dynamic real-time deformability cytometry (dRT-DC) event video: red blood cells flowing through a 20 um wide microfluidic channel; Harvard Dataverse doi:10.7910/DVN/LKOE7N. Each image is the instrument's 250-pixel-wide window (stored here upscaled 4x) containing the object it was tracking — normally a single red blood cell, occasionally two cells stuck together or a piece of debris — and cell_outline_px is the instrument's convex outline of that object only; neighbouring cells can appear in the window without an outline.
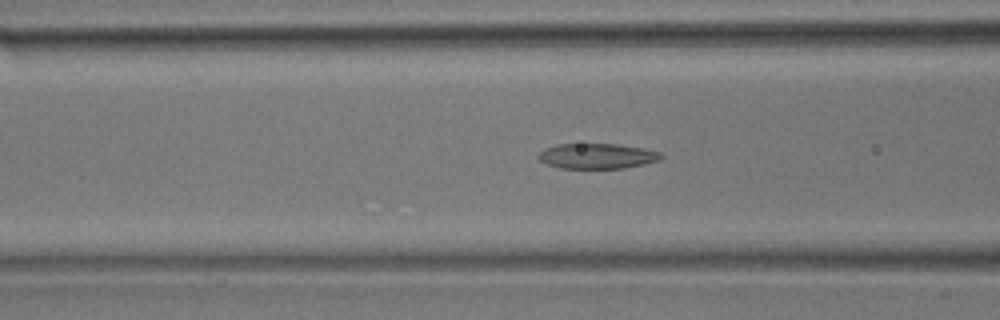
{"species": "common noctule bat (a hibernating species)", "species_latin": "Nyctalus noctula", "temperature_condition": "room temperature", "stored_images_in_passage": 43, "camera_frame_rate_fps": 3000, "um_per_image_px": 0.085, "animal": {"sex": "male", "body_mass_g": 17.9}, "frame": {"image": 1, "passage_image": 16, "time_ms": 5.0, "image_size_px": [1000, 320], "cell_outline_px": [[664, 156], [660, 160], [644, 164], [624, 168], [560, 168], [544, 164], [536, 156], [544, 148], [556, 144], [616, 144], [644, 148], [660, 152]], "centroid_in_image_um": [50.73, 13.26], "position_along_channel_um": 115.9, "area_um2": 18.21}}
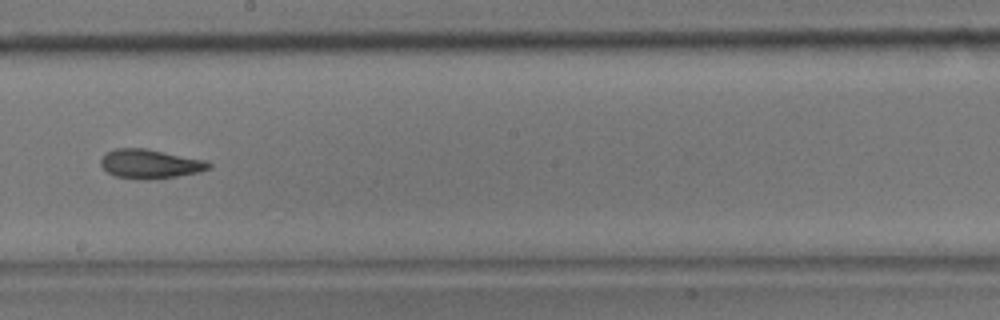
{"frame": {"image": 2, "passage_image": 24, "time_ms": 7.667, "image_size_px": [1000, 320], "cell_outline_px": [[212, 168], [200, 172], [176, 176], [144, 180], [116, 176], [108, 172], [100, 164], [100, 160], [108, 152], [116, 148], [144, 148], [208, 160], [212, 164]], "centroid_in_image_um": [12.82, 13.93], "position_along_channel_um": 235.4, "area_um2": 18.32}}
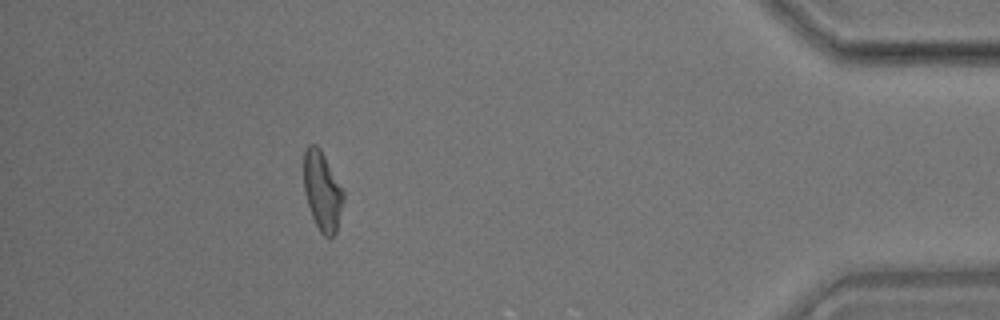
{"frame": {"image": 3, "passage_image": 39, "time_ms": 12.667, "image_size_px": [1000, 320], "cell_outline_px": [[344, 196], [336, 232], [332, 236], [324, 236], [320, 232], [312, 216], [304, 192], [304, 152], [308, 144], [316, 144], [320, 148], [344, 192]], "centroid_in_image_um": [27.38, 16.22], "position_along_channel_um": 407.8, "area_um2": 17.98}}